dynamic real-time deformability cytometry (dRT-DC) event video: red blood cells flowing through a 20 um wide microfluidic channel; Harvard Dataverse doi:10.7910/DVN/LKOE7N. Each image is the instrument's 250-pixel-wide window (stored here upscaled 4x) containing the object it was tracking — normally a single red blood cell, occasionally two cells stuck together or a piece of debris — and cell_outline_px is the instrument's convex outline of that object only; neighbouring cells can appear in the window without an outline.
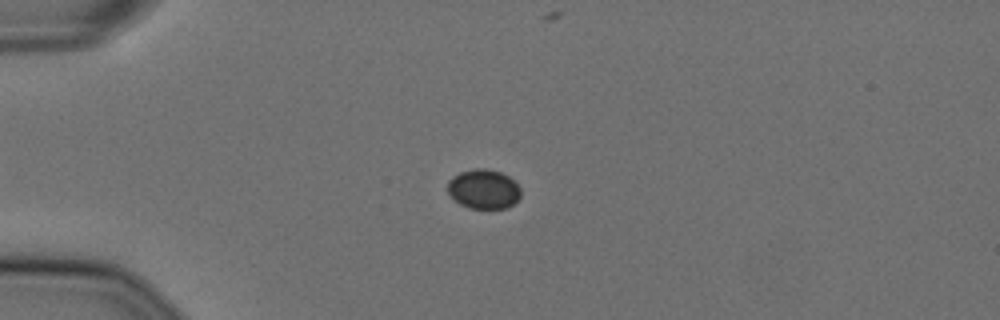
{"species": "Egyptian fruit bat (a non-hibernating species)", "species_latin": "Rousettus aegyptiacus", "temperature_condition": "cold", "stored_images_in_passage": 59, "camera_frame_rate_fps": 3000, "um_per_image_px": 0.085, "animal": {"sex": "female"}, "frame": {"image": 1, "passage_image": 16, "time_ms": 5.0, "image_size_px": [1000, 320], "cell_outline_px": [[520, 196], [508, 208], [468, 208], [460, 204], [448, 192], [448, 180], [452, 176], [460, 172], [472, 168], [484, 168], [500, 172], [508, 176], [520, 188]], "centroid_in_image_um": [41.08, 16.06], "position_along_channel_um": 43.9, "area_um2": 16.7}}
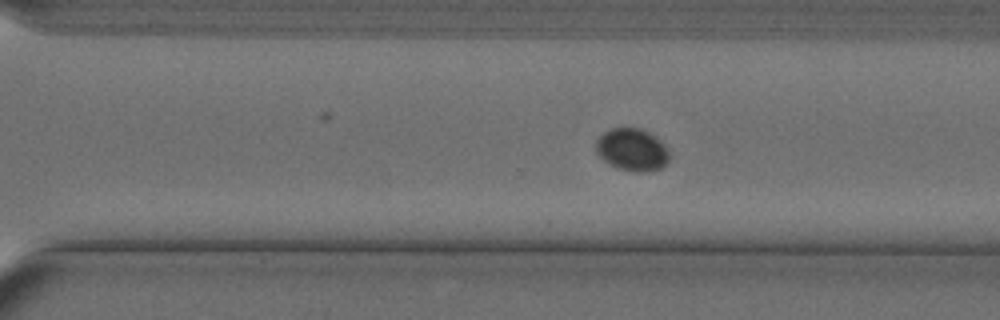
{"frame": {"image": 2, "passage_image": 41, "time_ms": 13.333, "image_size_px": [1000, 320], "cell_outline_px": [[668, 160], [664, 168], [648, 172], [636, 172], [616, 168], [604, 160], [596, 152], [596, 140], [604, 132], [612, 128], [640, 128], [648, 132], [660, 140], [664, 144], [668, 152]], "centroid_in_image_um": [53.73, 12.74], "position_along_channel_um": 316.9, "area_um2": 18.15}}
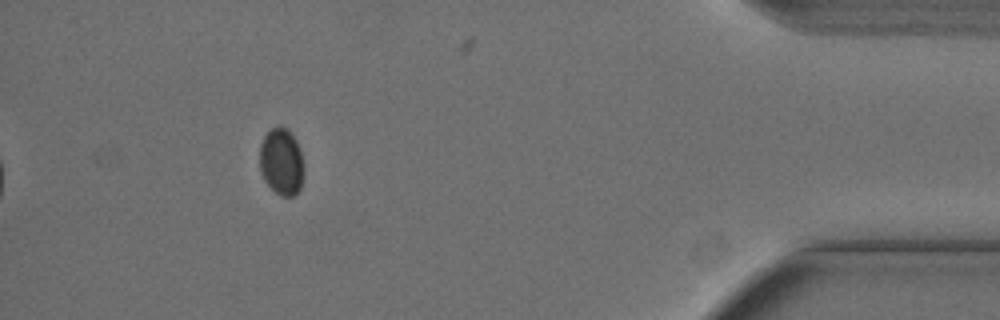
{"frame": {"image": 3, "passage_image": 53, "time_ms": 17.333, "image_size_px": [1000, 320], "cell_outline_px": [[304, 172], [300, 188], [292, 196], [280, 196], [264, 180], [260, 172], [260, 144], [264, 136], [272, 128], [288, 128], [296, 140], [304, 164]], "centroid_in_image_um": [23.93, 13.76], "position_along_channel_um": 411.3, "area_um2": 17.11}}